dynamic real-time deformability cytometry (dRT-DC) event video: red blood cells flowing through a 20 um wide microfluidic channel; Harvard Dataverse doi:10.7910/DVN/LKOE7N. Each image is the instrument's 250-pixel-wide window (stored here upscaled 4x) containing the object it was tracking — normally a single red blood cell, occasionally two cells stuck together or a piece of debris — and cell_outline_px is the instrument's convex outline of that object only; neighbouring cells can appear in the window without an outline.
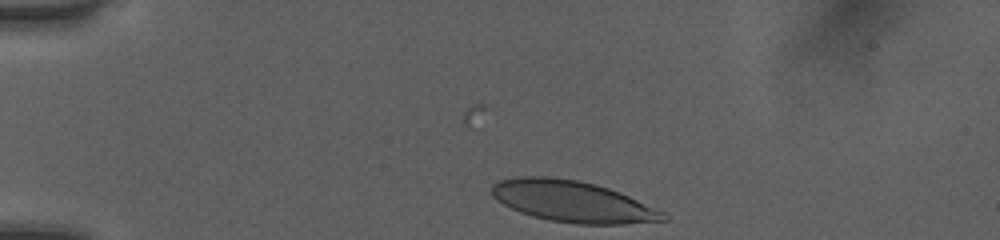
{"species": "human", "species_latin": "Homo sapiens", "temperature_condition": "room temperature", "stored_images_in_passage": 4, "camera_frame_rate_fps": 3000, "um_per_image_px": 0.085, "donor": {"sex": "female"}, "frame": {"image": 1, "passage_image": 4, "time_ms": 1.0, "image_size_px": [1000, 240], "cell_outline_px": [[668, 220], [624, 224], [576, 224], [552, 220], [532, 216], [520, 212], [496, 200], [492, 196], [492, 184], [500, 180], [520, 176], [548, 176], [576, 180], [596, 184], [620, 192], [664, 212], [668, 216]], "centroid_in_image_um": [48.67, 17.12], "position_along_channel_um": 36.3, "area_um2": 41.1}}